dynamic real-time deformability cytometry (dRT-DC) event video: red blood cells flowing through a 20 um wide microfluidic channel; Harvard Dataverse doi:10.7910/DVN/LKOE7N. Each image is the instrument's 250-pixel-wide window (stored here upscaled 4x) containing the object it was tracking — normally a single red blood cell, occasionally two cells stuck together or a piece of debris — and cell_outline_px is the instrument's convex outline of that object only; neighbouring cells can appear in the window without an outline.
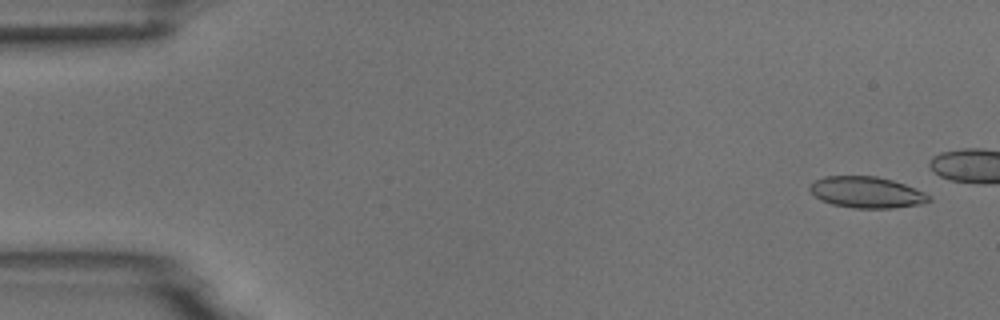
{"species": "common noctule bat (a hibernating species)", "species_latin": "Nyctalus noctula", "temperature_condition": "room temperature", "stored_images_in_passage": 16, "camera_frame_rate_fps": 3000, "um_per_image_px": 0.085, "animal": {"sex": "male", "body_mass_g": 18.8}, "frame": {"image": 1, "passage_image": 3, "time_ms": 0.667, "image_size_px": [1000, 320], "cell_outline_px": [[932, 200], [920, 204], [892, 208], [852, 208], [832, 204], [820, 200], [808, 188], [816, 180], [824, 176], [876, 176], [892, 180], [904, 184], [924, 192], [932, 196]], "centroid_in_image_um": [73.68, 16.35], "position_along_channel_um": 11.3, "area_um2": 21.62}}